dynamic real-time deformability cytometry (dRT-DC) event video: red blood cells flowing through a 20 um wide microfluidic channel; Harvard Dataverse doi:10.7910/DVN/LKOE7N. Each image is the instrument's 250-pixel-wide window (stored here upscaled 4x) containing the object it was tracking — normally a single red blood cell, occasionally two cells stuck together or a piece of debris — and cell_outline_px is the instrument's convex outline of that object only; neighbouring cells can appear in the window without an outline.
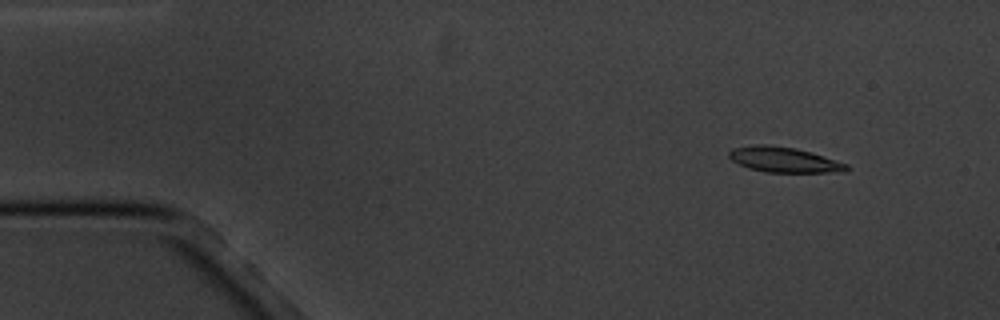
{"species": "common noctule bat (a hibernating species)", "species_latin": "Nyctalus noctula", "temperature_condition": "cold", "stored_images_in_passage": 5, "camera_frame_rate_fps": 3000, "um_per_image_px": 0.085, "animal": {"sex": "male", "body_mass_g": 20.1, "forearm_length_mm": 53.5}, "frame": {"image": 1, "passage_image": 2, "time_ms": 1.0, "image_size_px": [1000, 320], "cell_outline_px": [[852, 168], [848, 172], [768, 172], [748, 168], [732, 160], [728, 156], [728, 152], [732, 148], [760, 144], [768, 144], [796, 148], [848, 164]], "centroid_in_image_um": [66.67, 13.58], "position_along_channel_um": 18.3, "area_um2": 17.28}}
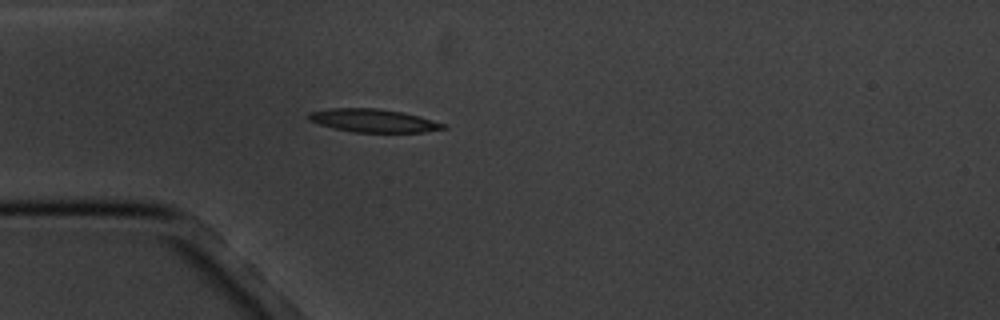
{"frame": {"image": 2, "passage_image": 5, "time_ms": 4.333, "image_size_px": [1000, 320], "cell_outline_px": [[448, 128], [424, 132], [352, 132], [320, 124], [308, 120], [308, 112], [332, 108], [376, 108], [404, 112], [420, 116], [448, 124]], "centroid_in_image_um": [31.8, 10.25], "position_along_channel_um": 53.2, "area_um2": 18.26}}